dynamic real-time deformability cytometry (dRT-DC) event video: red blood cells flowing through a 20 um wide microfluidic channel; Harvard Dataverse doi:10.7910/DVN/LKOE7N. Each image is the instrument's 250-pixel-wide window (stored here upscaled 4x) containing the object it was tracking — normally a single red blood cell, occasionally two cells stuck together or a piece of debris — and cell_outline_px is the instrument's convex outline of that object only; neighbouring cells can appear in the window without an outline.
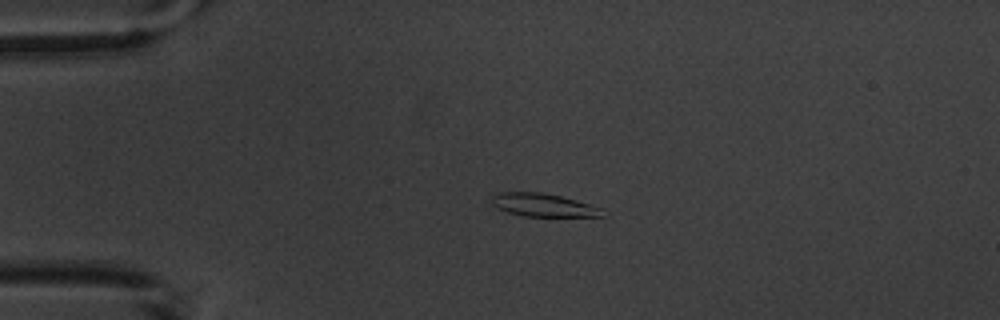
{"species": "common noctule bat (a hibernating species)", "species_latin": "Nyctalus noctula", "temperature_condition": "warm", "stored_images_in_passage": 4, "camera_frame_rate_fps": 3000, "um_per_image_px": 0.085, "animal": {"sex": "male", "body_mass_g": 20.1, "forearm_length_mm": 53.5}, "frame": {"image": 1, "passage_image": 3, "time_ms": 3.0, "image_size_px": [1000, 320], "cell_outline_px": [[608, 216], [524, 216], [508, 212], [496, 208], [492, 204], [492, 196], [500, 192], [540, 192], [560, 196], [576, 200], [604, 208]], "centroid_in_image_um": [46.23, 17.43], "position_along_channel_um": 38.8, "area_um2": 14.97}}